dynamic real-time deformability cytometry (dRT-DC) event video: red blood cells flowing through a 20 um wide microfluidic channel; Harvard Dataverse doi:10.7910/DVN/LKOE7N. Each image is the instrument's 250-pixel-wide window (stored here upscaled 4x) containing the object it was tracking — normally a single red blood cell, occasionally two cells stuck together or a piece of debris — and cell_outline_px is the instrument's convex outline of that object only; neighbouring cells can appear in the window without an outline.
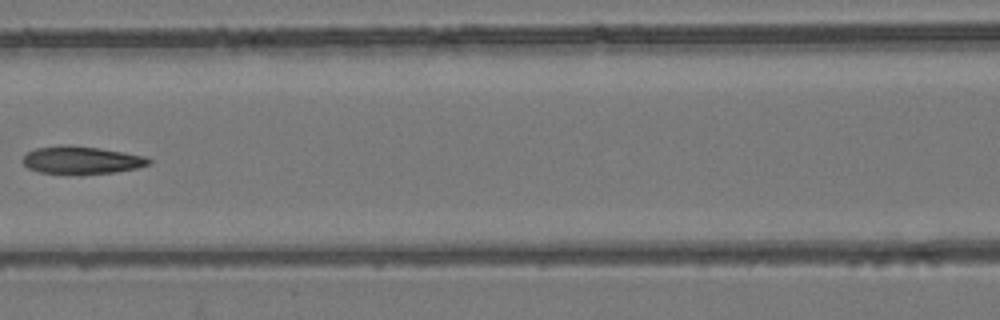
{"species": "common noctule bat (a hibernating species)", "species_latin": "Nyctalus noctula", "temperature_condition": "room temperature", "stored_images_in_passage": 9, "camera_frame_rate_fps": 3000, "um_per_image_px": 0.085, "animal": {"sex": "female", "body_mass_g": 24.6, "forearm_length_mm": 56.2}, "frame": {"image": 1, "passage_image": 8, "time_ms": 2.333, "image_size_px": [1000, 320], "cell_outline_px": [[152, 160], [148, 164], [136, 168], [112, 172], [76, 176], [40, 172], [28, 168], [20, 160], [28, 152], [36, 148], [60, 144], [72, 144], [100, 148], [124, 152], [144, 156]], "centroid_in_image_um": [6.87, 13.61], "position_along_channel_um": 159.7, "area_um2": 20.87}}
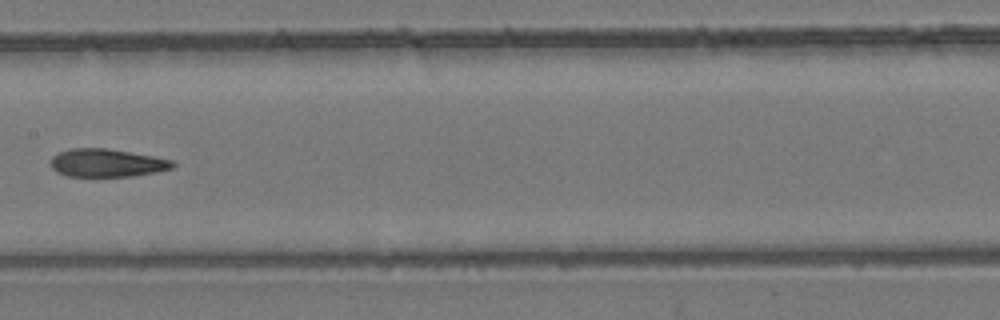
{"frame": {"image": 2, "passage_image": 9, "time_ms": 2.667, "image_size_px": [1000, 320], "cell_outline_px": [[176, 164], [172, 168], [156, 172], [132, 176], [68, 176], [56, 172], [48, 164], [52, 156], [60, 152], [72, 148], [108, 148], [152, 156], [172, 160]], "centroid_in_image_um": [9.05, 13.85], "position_along_channel_um": 198.4, "area_um2": 19.94}}